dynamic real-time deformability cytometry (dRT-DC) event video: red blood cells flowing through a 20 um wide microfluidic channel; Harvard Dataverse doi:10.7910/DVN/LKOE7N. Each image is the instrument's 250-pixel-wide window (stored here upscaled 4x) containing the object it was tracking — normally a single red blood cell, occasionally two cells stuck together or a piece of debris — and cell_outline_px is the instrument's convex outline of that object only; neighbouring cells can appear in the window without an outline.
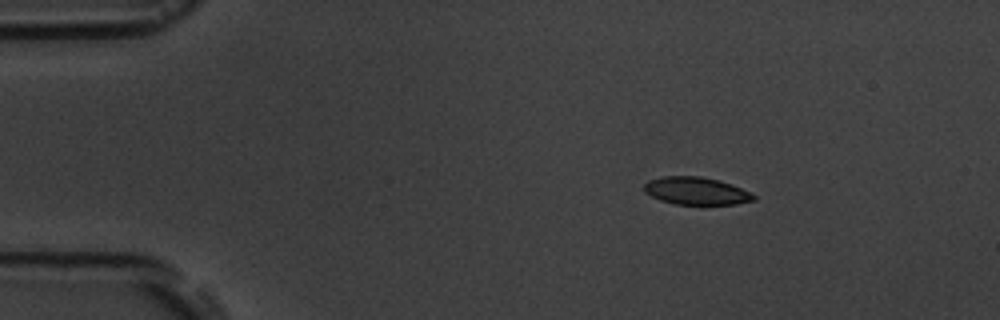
{"species": "common noctule bat (a hibernating species)", "species_latin": "Nyctalus noctula", "temperature_condition": "room temperature", "stored_images_in_passage": 2, "camera_frame_rate_fps": 3000, "um_per_image_px": 0.085, "animal": {"sex": "male", "body_mass_g": 19.5, "forearm_length_mm": 54.6}, "frame": {"image": 1, "passage_image": 1, "time_ms": 0.0, "image_size_px": [1000, 320], "cell_outline_px": [[756, 200], [736, 204], [676, 204], [660, 200], [644, 192], [644, 184], [648, 180], [664, 176], [700, 176], [720, 180], [732, 184], [752, 192], [756, 196]], "centroid_in_image_um": [59.21, 16.22], "position_along_channel_um": 25.8, "area_um2": 17.74}}
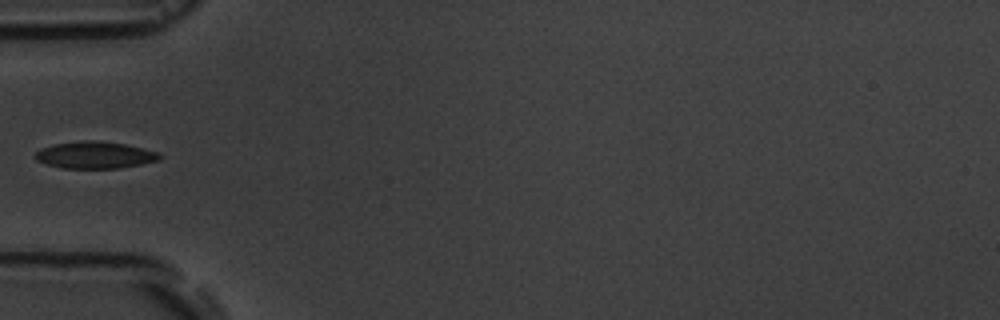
{"frame": {"image": 2, "passage_image": 2, "time_ms": 3.333, "image_size_px": [1000, 320], "cell_outline_px": [[164, 156], [160, 160], [120, 168], [60, 168], [36, 160], [32, 156], [40, 148], [52, 144], [80, 140], [100, 140], [124, 144], [144, 148], [160, 152]], "centroid_in_image_um": [8.07, 13.16], "position_along_channel_um": 76.9, "area_um2": 19.88}}